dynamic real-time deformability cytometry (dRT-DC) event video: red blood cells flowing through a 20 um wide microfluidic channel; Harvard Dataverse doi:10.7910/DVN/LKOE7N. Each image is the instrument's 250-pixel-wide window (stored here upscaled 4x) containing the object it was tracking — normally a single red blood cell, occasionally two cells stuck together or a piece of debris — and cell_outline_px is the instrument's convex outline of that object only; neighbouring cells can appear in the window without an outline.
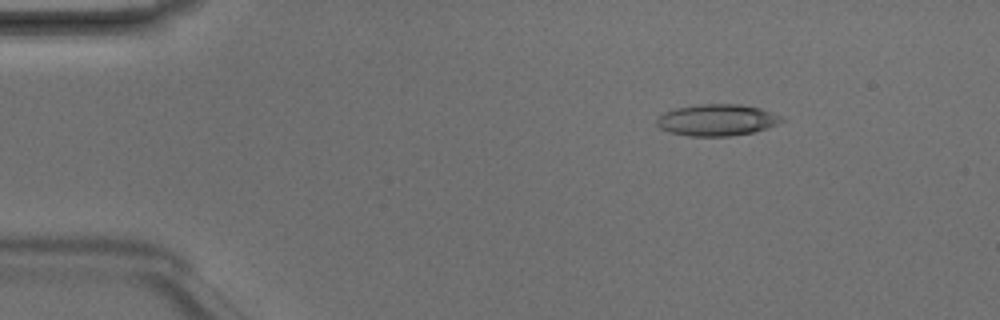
{"species": "Egyptian fruit bat (a non-hibernating species)", "species_latin": "Rousettus aegyptiacus", "temperature_condition": "room temperature", "stored_images_in_passage": 4, "camera_frame_rate_fps": 3000, "um_per_image_px": 0.085, "animal": {"sex": "male"}, "frame": {"image": 1, "passage_image": 2, "time_ms": 0.333, "image_size_px": [1000, 320], "cell_outline_px": [[784, 120], [768, 128], [752, 132], [728, 136], [688, 136], [668, 132], [660, 128], [656, 124], [656, 120], [664, 112], [676, 108], [700, 104], [740, 104], [760, 108], [784, 116]], "centroid_in_image_um": [60.95, 10.2], "position_along_channel_um": 24.1, "area_um2": 23.0}}
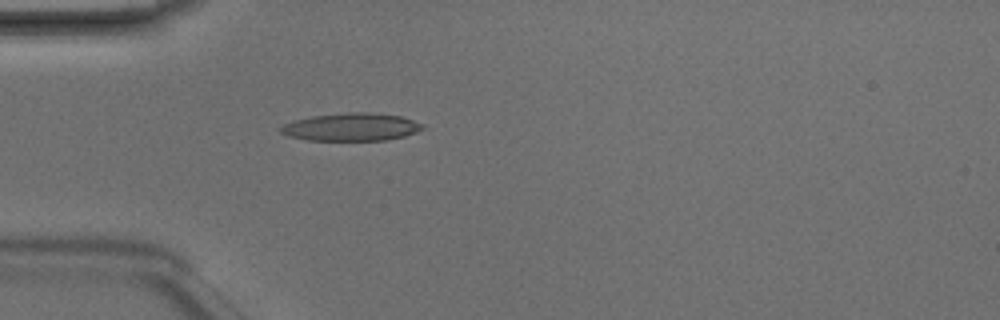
{"frame": {"image": 2, "passage_image": 4, "time_ms": 1.0, "image_size_px": [1000, 320], "cell_outline_px": [[424, 128], [416, 132], [404, 136], [388, 140], [308, 140], [288, 136], [280, 132], [276, 128], [284, 124], [296, 120], [312, 116], [348, 112], [368, 112], [400, 116], [424, 124]], "centroid_in_image_um": [29.84, 10.8], "position_along_channel_um": 55.2, "area_um2": 22.95}}